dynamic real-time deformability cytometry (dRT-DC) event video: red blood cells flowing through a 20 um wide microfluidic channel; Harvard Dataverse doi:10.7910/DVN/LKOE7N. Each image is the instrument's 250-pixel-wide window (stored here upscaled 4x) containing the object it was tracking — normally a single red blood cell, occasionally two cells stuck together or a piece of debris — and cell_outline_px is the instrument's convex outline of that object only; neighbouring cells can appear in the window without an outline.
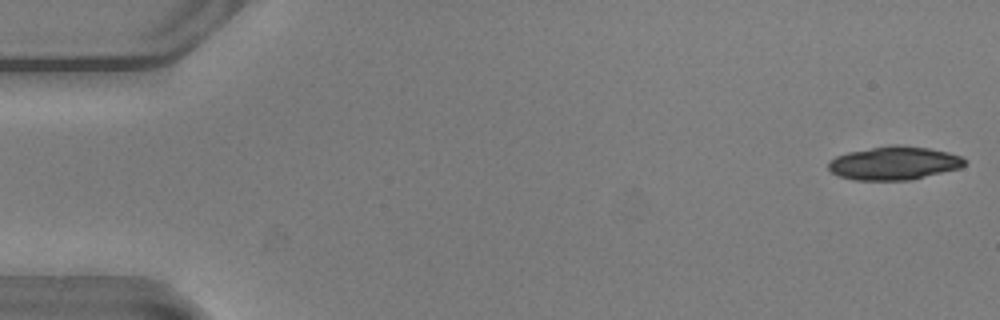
{"species": "common noctule bat (a hibernating species)", "species_latin": "Nyctalus noctula", "temperature_condition": "warm", "stored_images_in_passage": 22, "camera_frame_rate_fps": 3000, "um_per_image_px": 0.085, "animal": {"sex": "male", "body_mass_g": 20.5, "forearm_length_mm": 52.5}, "frame": {"image": 1, "passage_image": 1, "time_ms": 0.0, "image_size_px": [1000, 320], "cell_outline_px": [[968, 160], [960, 168], [912, 180], [852, 180], [836, 176], [828, 168], [828, 160], [836, 156], [848, 152], [892, 144], [896, 144], [928, 148], [948, 152], [960, 156]], "centroid_in_image_um": [75.97, 13.87], "position_along_channel_um": 9.0, "area_um2": 26.76}}
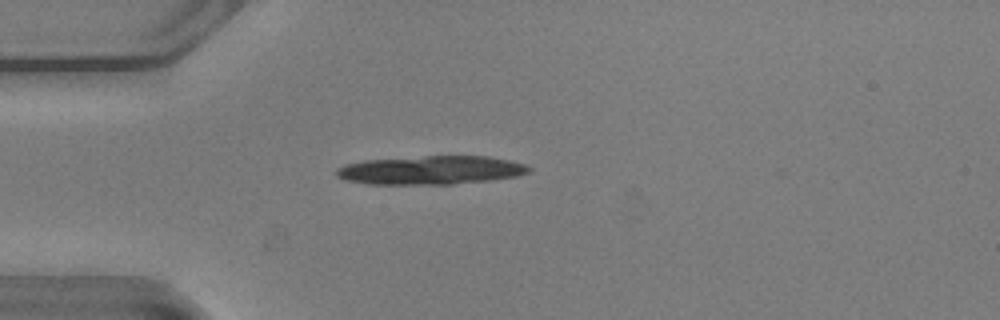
{"frame": {"image": 2, "passage_image": 14, "time_ms": 4.333, "image_size_px": [1000, 320], "cell_outline_px": [[532, 172], [516, 176], [492, 180], [452, 184], [368, 184], [344, 180], [336, 176], [336, 168], [344, 164], [364, 160], [424, 156], [488, 156], [528, 164], [532, 168]], "centroid_in_image_um": [36.64, 14.46], "position_along_channel_um": 48.4, "area_um2": 32.43}}